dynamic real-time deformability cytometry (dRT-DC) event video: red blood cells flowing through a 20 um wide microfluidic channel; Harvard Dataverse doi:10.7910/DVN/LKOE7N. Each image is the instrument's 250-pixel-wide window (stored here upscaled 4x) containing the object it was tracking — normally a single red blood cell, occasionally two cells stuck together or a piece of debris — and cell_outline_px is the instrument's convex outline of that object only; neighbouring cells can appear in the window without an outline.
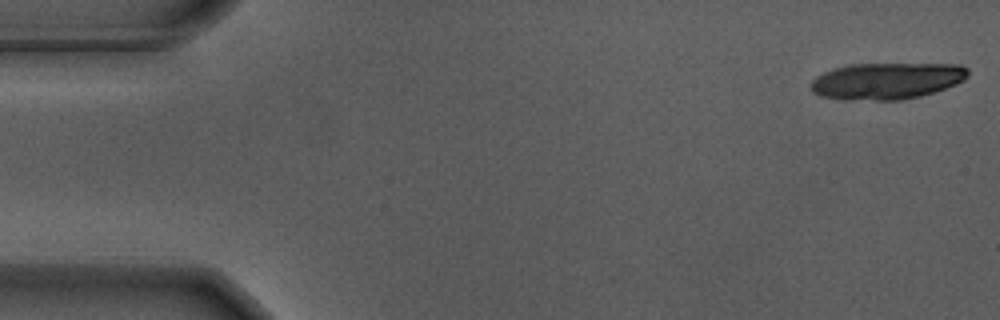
{"species": "Egyptian fruit bat (a non-hibernating species)", "species_latin": "Rousettus aegyptiacus", "temperature_condition": "warm", "stored_images_in_passage": 7, "camera_frame_rate_fps": 3000, "um_per_image_px": 0.085, "animal": {"sex": "male"}, "frame": {"image": 1, "passage_image": 1, "time_ms": 0.0, "image_size_px": [1000, 320], "cell_outline_px": [[968, 76], [964, 80], [956, 84], [920, 96], [900, 100], [876, 100], [820, 96], [812, 92], [812, 80], [816, 76], [832, 68], [848, 64], [960, 64], [968, 68]], "centroid_in_image_um": [75.4, 6.85], "position_along_channel_um": 9.6, "area_um2": 33.18}}